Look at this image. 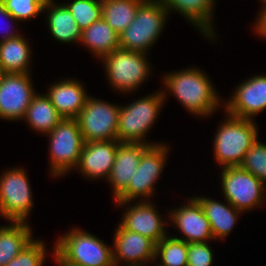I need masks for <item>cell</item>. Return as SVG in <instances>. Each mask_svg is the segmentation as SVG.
<instances>
[{"instance_id": "cell-1", "label": "cell", "mask_w": 266, "mask_h": 266, "mask_svg": "<svg viewBox=\"0 0 266 266\" xmlns=\"http://www.w3.org/2000/svg\"><path fill=\"white\" fill-rule=\"evenodd\" d=\"M163 81L169 92L194 115L212 114L220 103L207 75L195 67L166 74Z\"/></svg>"}, {"instance_id": "cell-2", "label": "cell", "mask_w": 266, "mask_h": 266, "mask_svg": "<svg viewBox=\"0 0 266 266\" xmlns=\"http://www.w3.org/2000/svg\"><path fill=\"white\" fill-rule=\"evenodd\" d=\"M167 14L168 10L160 0H144L137 8L133 22L119 35L120 49L146 54L161 35Z\"/></svg>"}, {"instance_id": "cell-3", "label": "cell", "mask_w": 266, "mask_h": 266, "mask_svg": "<svg viewBox=\"0 0 266 266\" xmlns=\"http://www.w3.org/2000/svg\"><path fill=\"white\" fill-rule=\"evenodd\" d=\"M228 116L214 138L215 159L223 168L240 166L258 138V129L252 119Z\"/></svg>"}, {"instance_id": "cell-4", "label": "cell", "mask_w": 266, "mask_h": 266, "mask_svg": "<svg viewBox=\"0 0 266 266\" xmlns=\"http://www.w3.org/2000/svg\"><path fill=\"white\" fill-rule=\"evenodd\" d=\"M54 252L73 266H114L113 249L84 230L72 229L56 240Z\"/></svg>"}, {"instance_id": "cell-5", "label": "cell", "mask_w": 266, "mask_h": 266, "mask_svg": "<svg viewBox=\"0 0 266 266\" xmlns=\"http://www.w3.org/2000/svg\"><path fill=\"white\" fill-rule=\"evenodd\" d=\"M164 92L157 91L151 96L139 98L126 107L120 106L117 133V140L120 143L156 145L147 143L143 138L159 115L158 112L165 99Z\"/></svg>"}, {"instance_id": "cell-6", "label": "cell", "mask_w": 266, "mask_h": 266, "mask_svg": "<svg viewBox=\"0 0 266 266\" xmlns=\"http://www.w3.org/2000/svg\"><path fill=\"white\" fill-rule=\"evenodd\" d=\"M48 135L52 175L58 177L76 168L85 143L78 120L64 118Z\"/></svg>"}, {"instance_id": "cell-7", "label": "cell", "mask_w": 266, "mask_h": 266, "mask_svg": "<svg viewBox=\"0 0 266 266\" xmlns=\"http://www.w3.org/2000/svg\"><path fill=\"white\" fill-rule=\"evenodd\" d=\"M142 52L117 49L104 56L108 81L113 88L123 92L134 91L149 77V64Z\"/></svg>"}, {"instance_id": "cell-8", "label": "cell", "mask_w": 266, "mask_h": 266, "mask_svg": "<svg viewBox=\"0 0 266 266\" xmlns=\"http://www.w3.org/2000/svg\"><path fill=\"white\" fill-rule=\"evenodd\" d=\"M120 106L88 97L78 117L84 142L117 140Z\"/></svg>"}, {"instance_id": "cell-9", "label": "cell", "mask_w": 266, "mask_h": 266, "mask_svg": "<svg viewBox=\"0 0 266 266\" xmlns=\"http://www.w3.org/2000/svg\"><path fill=\"white\" fill-rule=\"evenodd\" d=\"M29 180L23 168H13L0 177V214L11 222H26L33 206Z\"/></svg>"}, {"instance_id": "cell-10", "label": "cell", "mask_w": 266, "mask_h": 266, "mask_svg": "<svg viewBox=\"0 0 266 266\" xmlns=\"http://www.w3.org/2000/svg\"><path fill=\"white\" fill-rule=\"evenodd\" d=\"M222 169L221 186L226 201L242 212L261 205L266 198V185L260 179L240 166Z\"/></svg>"}, {"instance_id": "cell-11", "label": "cell", "mask_w": 266, "mask_h": 266, "mask_svg": "<svg viewBox=\"0 0 266 266\" xmlns=\"http://www.w3.org/2000/svg\"><path fill=\"white\" fill-rule=\"evenodd\" d=\"M168 147L162 144L149 146L141 155V159L128 187L115 199L119 205H124L137 197H151L154 183L160 176L165 165Z\"/></svg>"}, {"instance_id": "cell-12", "label": "cell", "mask_w": 266, "mask_h": 266, "mask_svg": "<svg viewBox=\"0 0 266 266\" xmlns=\"http://www.w3.org/2000/svg\"><path fill=\"white\" fill-rule=\"evenodd\" d=\"M29 73H6L0 83V118L10 121L24 118L36 94Z\"/></svg>"}, {"instance_id": "cell-13", "label": "cell", "mask_w": 266, "mask_h": 266, "mask_svg": "<svg viewBox=\"0 0 266 266\" xmlns=\"http://www.w3.org/2000/svg\"><path fill=\"white\" fill-rule=\"evenodd\" d=\"M113 240L114 266L123 260L125 266H143L156 258V244L152 240L125 229L121 224L116 228Z\"/></svg>"}, {"instance_id": "cell-14", "label": "cell", "mask_w": 266, "mask_h": 266, "mask_svg": "<svg viewBox=\"0 0 266 266\" xmlns=\"http://www.w3.org/2000/svg\"><path fill=\"white\" fill-rule=\"evenodd\" d=\"M232 95L225 105L227 115L252 119V116L266 109V75L246 80Z\"/></svg>"}, {"instance_id": "cell-15", "label": "cell", "mask_w": 266, "mask_h": 266, "mask_svg": "<svg viewBox=\"0 0 266 266\" xmlns=\"http://www.w3.org/2000/svg\"><path fill=\"white\" fill-rule=\"evenodd\" d=\"M120 144L118 140L85 142L76 167L84 176L108 180Z\"/></svg>"}, {"instance_id": "cell-16", "label": "cell", "mask_w": 266, "mask_h": 266, "mask_svg": "<svg viewBox=\"0 0 266 266\" xmlns=\"http://www.w3.org/2000/svg\"><path fill=\"white\" fill-rule=\"evenodd\" d=\"M188 201L186 205L169 213L170 219L185 237L177 239L184 240L186 243L207 242V240L213 239L210 222L201 205L194 197Z\"/></svg>"}, {"instance_id": "cell-17", "label": "cell", "mask_w": 266, "mask_h": 266, "mask_svg": "<svg viewBox=\"0 0 266 266\" xmlns=\"http://www.w3.org/2000/svg\"><path fill=\"white\" fill-rule=\"evenodd\" d=\"M141 201L128 208L122 217L120 223L125 229L139 233L142 236L152 240L157 244L161 239L167 236L165 232V224L158 215L157 209L149 201Z\"/></svg>"}, {"instance_id": "cell-18", "label": "cell", "mask_w": 266, "mask_h": 266, "mask_svg": "<svg viewBox=\"0 0 266 266\" xmlns=\"http://www.w3.org/2000/svg\"><path fill=\"white\" fill-rule=\"evenodd\" d=\"M149 144L121 143L108 178L116 199L127 187L139 165L142 153Z\"/></svg>"}, {"instance_id": "cell-19", "label": "cell", "mask_w": 266, "mask_h": 266, "mask_svg": "<svg viewBox=\"0 0 266 266\" xmlns=\"http://www.w3.org/2000/svg\"><path fill=\"white\" fill-rule=\"evenodd\" d=\"M74 79H67L51 85L46 94L63 118L76 119L83 109L88 95Z\"/></svg>"}, {"instance_id": "cell-20", "label": "cell", "mask_w": 266, "mask_h": 266, "mask_svg": "<svg viewBox=\"0 0 266 266\" xmlns=\"http://www.w3.org/2000/svg\"><path fill=\"white\" fill-rule=\"evenodd\" d=\"M31 50L19 33L9 32L0 40V67L5 73H29Z\"/></svg>"}, {"instance_id": "cell-21", "label": "cell", "mask_w": 266, "mask_h": 266, "mask_svg": "<svg viewBox=\"0 0 266 266\" xmlns=\"http://www.w3.org/2000/svg\"><path fill=\"white\" fill-rule=\"evenodd\" d=\"M166 9L178 11L187 21L194 24L205 36L213 38L211 17L215 0H160Z\"/></svg>"}, {"instance_id": "cell-22", "label": "cell", "mask_w": 266, "mask_h": 266, "mask_svg": "<svg viewBox=\"0 0 266 266\" xmlns=\"http://www.w3.org/2000/svg\"><path fill=\"white\" fill-rule=\"evenodd\" d=\"M46 9H48L47 22L49 30L57 41L63 43L80 41L82 31L64 4H55V2L44 3L43 11Z\"/></svg>"}, {"instance_id": "cell-23", "label": "cell", "mask_w": 266, "mask_h": 266, "mask_svg": "<svg viewBox=\"0 0 266 266\" xmlns=\"http://www.w3.org/2000/svg\"><path fill=\"white\" fill-rule=\"evenodd\" d=\"M201 205L206 218L210 222L213 239L226 237L237 220L241 211L234 208L228 201L227 205L209 198L195 197Z\"/></svg>"}, {"instance_id": "cell-24", "label": "cell", "mask_w": 266, "mask_h": 266, "mask_svg": "<svg viewBox=\"0 0 266 266\" xmlns=\"http://www.w3.org/2000/svg\"><path fill=\"white\" fill-rule=\"evenodd\" d=\"M79 42H82L86 48L91 49V52H94V55L101 57V59L120 48L119 34L103 18L82 30Z\"/></svg>"}, {"instance_id": "cell-25", "label": "cell", "mask_w": 266, "mask_h": 266, "mask_svg": "<svg viewBox=\"0 0 266 266\" xmlns=\"http://www.w3.org/2000/svg\"><path fill=\"white\" fill-rule=\"evenodd\" d=\"M32 240V231L27 221L0 226V266H5Z\"/></svg>"}, {"instance_id": "cell-26", "label": "cell", "mask_w": 266, "mask_h": 266, "mask_svg": "<svg viewBox=\"0 0 266 266\" xmlns=\"http://www.w3.org/2000/svg\"><path fill=\"white\" fill-rule=\"evenodd\" d=\"M28 125L43 134L50 133L64 118L58 113L47 95L35 94L24 116Z\"/></svg>"}, {"instance_id": "cell-27", "label": "cell", "mask_w": 266, "mask_h": 266, "mask_svg": "<svg viewBox=\"0 0 266 266\" xmlns=\"http://www.w3.org/2000/svg\"><path fill=\"white\" fill-rule=\"evenodd\" d=\"M144 0H102V18L120 35L134 20Z\"/></svg>"}, {"instance_id": "cell-28", "label": "cell", "mask_w": 266, "mask_h": 266, "mask_svg": "<svg viewBox=\"0 0 266 266\" xmlns=\"http://www.w3.org/2000/svg\"><path fill=\"white\" fill-rule=\"evenodd\" d=\"M155 255L162 258L158 266H187V243L168 235L156 244Z\"/></svg>"}, {"instance_id": "cell-29", "label": "cell", "mask_w": 266, "mask_h": 266, "mask_svg": "<svg viewBox=\"0 0 266 266\" xmlns=\"http://www.w3.org/2000/svg\"><path fill=\"white\" fill-rule=\"evenodd\" d=\"M64 5L71 12L81 31L102 18V0H74Z\"/></svg>"}, {"instance_id": "cell-30", "label": "cell", "mask_w": 266, "mask_h": 266, "mask_svg": "<svg viewBox=\"0 0 266 266\" xmlns=\"http://www.w3.org/2000/svg\"><path fill=\"white\" fill-rule=\"evenodd\" d=\"M240 167L266 184V144L256 139L246 152Z\"/></svg>"}, {"instance_id": "cell-31", "label": "cell", "mask_w": 266, "mask_h": 266, "mask_svg": "<svg viewBox=\"0 0 266 266\" xmlns=\"http://www.w3.org/2000/svg\"><path fill=\"white\" fill-rule=\"evenodd\" d=\"M44 242L32 240L16 257L5 266H42L46 258Z\"/></svg>"}, {"instance_id": "cell-32", "label": "cell", "mask_w": 266, "mask_h": 266, "mask_svg": "<svg viewBox=\"0 0 266 266\" xmlns=\"http://www.w3.org/2000/svg\"><path fill=\"white\" fill-rule=\"evenodd\" d=\"M5 9L18 21L36 17L43 11L42 0H1Z\"/></svg>"}, {"instance_id": "cell-33", "label": "cell", "mask_w": 266, "mask_h": 266, "mask_svg": "<svg viewBox=\"0 0 266 266\" xmlns=\"http://www.w3.org/2000/svg\"><path fill=\"white\" fill-rule=\"evenodd\" d=\"M213 253L207 242L187 243V266H211Z\"/></svg>"}, {"instance_id": "cell-34", "label": "cell", "mask_w": 266, "mask_h": 266, "mask_svg": "<svg viewBox=\"0 0 266 266\" xmlns=\"http://www.w3.org/2000/svg\"><path fill=\"white\" fill-rule=\"evenodd\" d=\"M256 32L266 38V9L261 11L256 23Z\"/></svg>"}, {"instance_id": "cell-35", "label": "cell", "mask_w": 266, "mask_h": 266, "mask_svg": "<svg viewBox=\"0 0 266 266\" xmlns=\"http://www.w3.org/2000/svg\"><path fill=\"white\" fill-rule=\"evenodd\" d=\"M0 16L7 18V19H10L11 21L14 20L17 22V20L5 9L3 2L1 0H0ZM7 33H8V31H7Z\"/></svg>"}, {"instance_id": "cell-36", "label": "cell", "mask_w": 266, "mask_h": 266, "mask_svg": "<svg viewBox=\"0 0 266 266\" xmlns=\"http://www.w3.org/2000/svg\"><path fill=\"white\" fill-rule=\"evenodd\" d=\"M53 256H55V260L56 262L58 263L59 266H73V265H70L66 262H64L54 251H53Z\"/></svg>"}, {"instance_id": "cell-37", "label": "cell", "mask_w": 266, "mask_h": 266, "mask_svg": "<svg viewBox=\"0 0 266 266\" xmlns=\"http://www.w3.org/2000/svg\"><path fill=\"white\" fill-rule=\"evenodd\" d=\"M5 74H6L5 71L0 67V83L2 82V79Z\"/></svg>"}, {"instance_id": "cell-38", "label": "cell", "mask_w": 266, "mask_h": 266, "mask_svg": "<svg viewBox=\"0 0 266 266\" xmlns=\"http://www.w3.org/2000/svg\"><path fill=\"white\" fill-rule=\"evenodd\" d=\"M53 0H42L43 3H49L52 2Z\"/></svg>"}, {"instance_id": "cell-39", "label": "cell", "mask_w": 266, "mask_h": 266, "mask_svg": "<svg viewBox=\"0 0 266 266\" xmlns=\"http://www.w3.org/2000/svg\"><path fill=\"white\" fill-rule=\"evenodd\" d=\"M264 4V8H262V9H266V0H261Z\"/></svg>"}]
</instances>
